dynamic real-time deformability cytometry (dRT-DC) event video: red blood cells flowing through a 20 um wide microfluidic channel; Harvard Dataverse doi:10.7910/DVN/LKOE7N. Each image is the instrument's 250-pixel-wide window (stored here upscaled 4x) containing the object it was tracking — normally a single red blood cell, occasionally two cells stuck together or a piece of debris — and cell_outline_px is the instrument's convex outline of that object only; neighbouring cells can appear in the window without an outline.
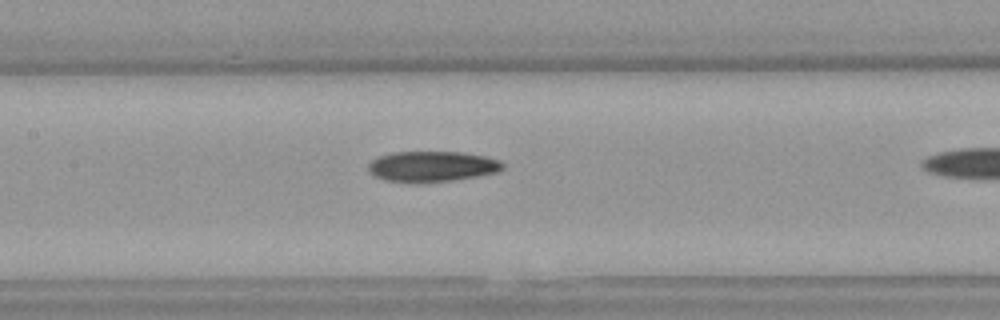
{"species": "Egyptian fruit bat (a non-hibernating species)", "species_latin": "Rousettus aegyptiacus", "temperature_condition": "warm", "stored_images_in_passage": 6, "camera_frame_rate_fps": 3000, "um_per_image_px": 0.085, "animal": {"sex": "female"}, "frame": {"image": 1, "passage_image": 6, "time_ms": 1.667, "image_size_px": [1000, 320], "cell_outline_px": [[504, 168], [500, 172], [452, 180], [424, 184], [408, 184], [384, 180], [368, 172], [368, 164], [372, 160], [380, 156], [392, 152], [460, 152], [484, 156], [500, 160], [504, 164]], "centroid_in_image_um": [36.7, 14.17], "position_along_channel_um": 170.7, "area_um2": 24.45}}